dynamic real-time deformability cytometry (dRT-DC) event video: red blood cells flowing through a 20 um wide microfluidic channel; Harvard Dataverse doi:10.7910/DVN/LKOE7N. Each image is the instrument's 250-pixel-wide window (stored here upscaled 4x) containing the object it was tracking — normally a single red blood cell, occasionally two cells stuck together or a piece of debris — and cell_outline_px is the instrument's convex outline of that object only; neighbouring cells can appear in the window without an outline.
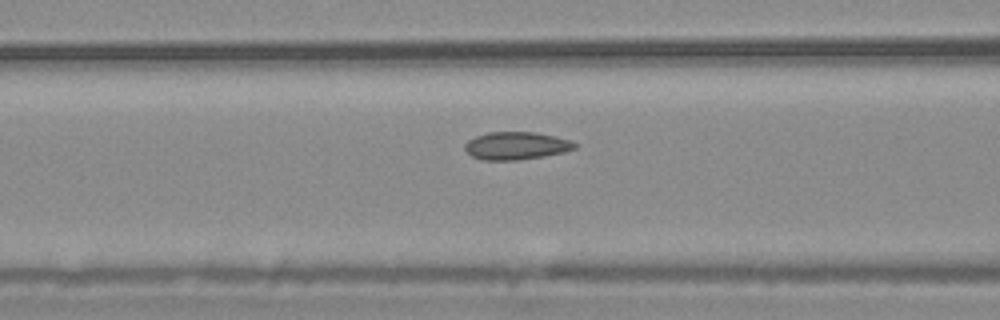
{"species": "common noctule bat (a hibernating species)", "species_latin": "Nyctalus noctula", "temperature_condition": "warm", "stored_images_in_passage": 53, "camera_frame_rate_fps": 3000, "um_per_image_px": 0.085, "animal": {"sex": "male", "body_mass_g": 20.4}, "frame": {"image": 1, "passage_image": 23, "time_ms": 7.333, "image_size_px": [1000, 320], "cell_outline_px": [[576, 148], [564, 152], [544, 156], [516, 160], [484, 160], [472, 156], [464, 148], [464, 144], [468, 140], [476, 136], [488, 132], [536, 132], [556, 136], [568, 140], [576, 144]], "centroid_in_image_um": [43.87, 12.38], "position_along_channel_um": 122.7, "area_um2": 17.69}}
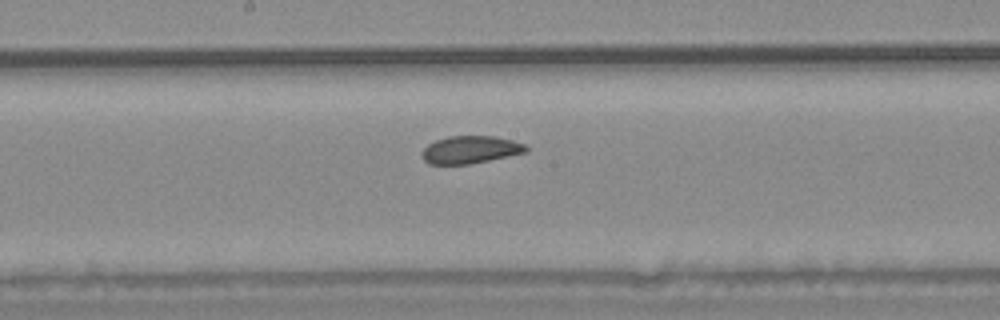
{"frame": {"image": 2, "passage_image": 30, "time_ms": 9.667, "image_size_px": [1000, 320], "cell_outline_px": [[528, 152], [468, 164], [428, 164], [420, 156], [424, 148], [428, 144], [436, 140], [448, 136], [496, 136], [512, 140], [524, 144], [528, 148]], "centroid_in_image_um": [39.97, 12.72], "position_along_channel_um": 208.2, "area_um2": 16.7}}
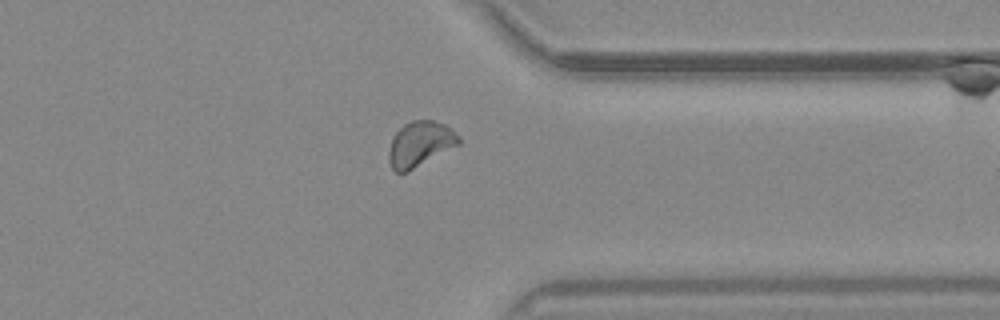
{"frame": {"image": 3, "passage_image": 44, "time_ms": 14.333, "image_size_px": [1000, 320], "cell_outline_px": [[460, 144], [408, 172], [396, 172], [392, 168], [388, 160], [388, 152], [392, 136], [404, 124], [412, 120], [432, 120], [444, 124], [452, 128], [460, 136]], "centroid_in_image_um": [35.71, 12.24], "position_along_channel_um": 375.7, "area_um2": 18.61}}